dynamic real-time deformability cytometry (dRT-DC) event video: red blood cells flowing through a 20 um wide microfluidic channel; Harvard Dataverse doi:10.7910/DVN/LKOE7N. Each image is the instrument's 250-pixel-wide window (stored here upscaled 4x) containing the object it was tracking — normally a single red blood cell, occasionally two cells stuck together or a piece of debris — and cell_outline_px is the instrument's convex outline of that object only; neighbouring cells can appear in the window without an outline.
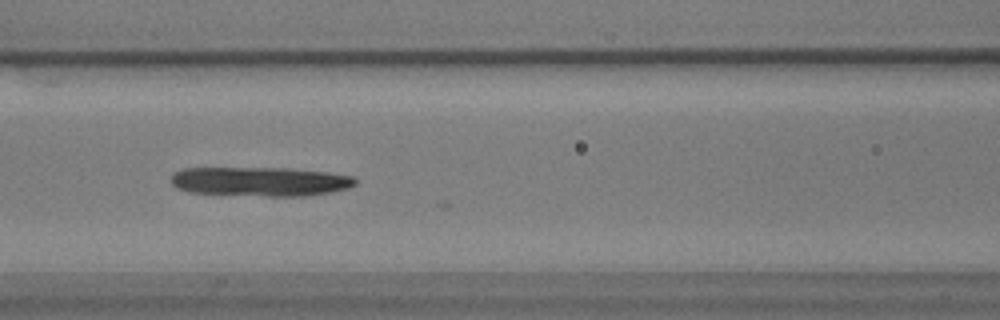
{"species": "common noctule bat (a hibernating species)", "species_latin": "Nyctalus noctula", "temperature_condition": "warm", "stored_images_in_passage": 30, "camera_frame_rate_fps": 3000, "um_per_image_px": 0.085, "animal": {"sex": "male", "body_mass_g": 17.9}, "frame": {"image": 1, "passage_image": 17, "time_ms": 5.333, "image_size_px": [1000, 320], "cell_outline_px": [[356, 184], [348, 188], [328, 192], [304, 196], [264, 196], [192, 192], [180, 188], [172, 184], [172, 172], [180, 168], [288, 168], [328, 172], [356, 176]], "centroid_in_image_um": [22.14, 15.41], "position_along_channel_um": 144.5, "area_um2": 31.39}}
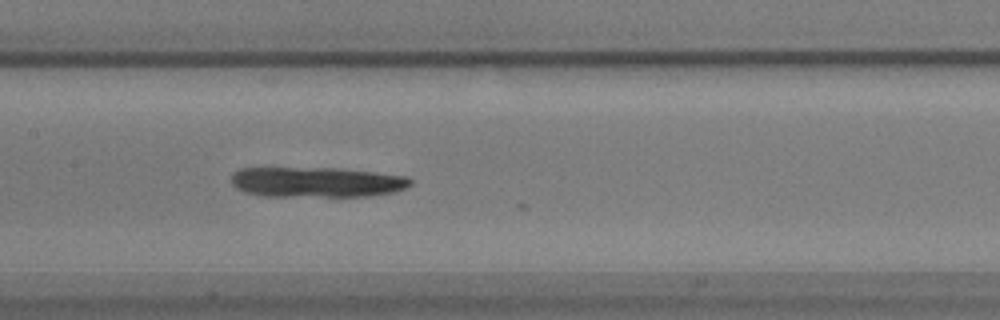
{"frame": {"image": 2, "passage_image": 20, "time_ms": 6.333, "image_size_px": [1000, 320], "cell_outline_px": [[412, 184], [404, 188], [392, 192], [368, 196], [264, 196], [244, 192], [236, 188], [232, 184], [232, 172], [240, 168], [340, 168], [376, 172], [408, 176], [412, 180]], "centroid_in_image_um": [26.91, 15.47], "position_along_channel_um": 180.5, "area_um2": 31.73}}